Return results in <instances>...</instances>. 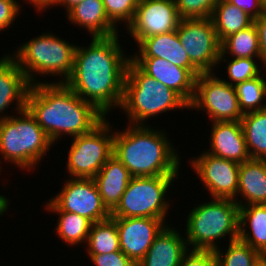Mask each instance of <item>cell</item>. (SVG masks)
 <instances>
[{
	"mask_svg": "<svg viewBox=\"0 0 266 266\" xmlns=\"http://www.w3.org/2000/svg\"><path fill=\"white\" fill-rule=\"evenodd\" d=\"M118 35L92 37L88 46L77 44L73 71L64 82L106 117L121 105L126 68L131 59L121 47Z\"/></svg>",
	"mask_w": 266,
	"mask_h": 266,
	"instance_id": "6da1fadb",
	"label": "cell"
},
{
	"mask_svg": "<svg viewBox=\"0 0 266 266\" xmlns=\"http://www.w3.org/2000/svg\"><path fill=\"white\" fill-rule=\"evenodd\" d=\"M26 109L53 144L63 135L72 138L89 133L106 118L65 83L54 81L31 85Z\"/></svg>",
	"mask_w": 266,
	"mask_h": 266,
	"instance_id": "7a4b0ae2",
	"label": "cell"
},
{
	"mask_svg": "<svg viewBox=\"0 0 266 266\" xmlns=\"http://www.w3.org/2000/svg\"><path fill=\"white\" fill-rule=\"evenodd\" d=\"M126 124L125 130L115 131L113 155L132 177L179 175L182 158L167 131L151 125Z\"/></svg>",
	"mask_w": 266,
	"mask_h": 266,
	"instance_id": "3957f363",
	"label": "cell"
},
{
	"mask_svg": "<svg viewBox=\"0 0 266 266\" xmlns=\"http://www.w3.org/2000/svg\"><path fill=\"white\" fill-rule=\"evenodd\" d=\"M132 125H148L145 120L167 111L189 109L175 91L145 74L131 59L126 68L120 107Z\"/></svg>",
	"mask_w": 266,
	"mask_h": 266,
	"instance_id": "277c9868",
	"label": "cell"
},
{
	"mask_svg": "<svg viewBox=\"0 0 266 266\" xmlns=\"http://www.w3.org/2000/svg\"><path fill=\"white\" fill-rule=\"evenodd\" d=\"M77 45L65 41L53 32H44L18 46L10 56L17 62L31 85L41 83L36 77H60L64 83L73 71ZM40 75V76H39Z\"/></svg>",
	"mask_w": 266,
	"mask_h": 266,
	"instance_id": "5b68a950",
	"label": "cell"
},
{
	"mask_svg": "<svg viewBox=\"0 0 266 266\" xmlns=\"http://www.w3.org/2000/svg\"><path fill=\"white\" fill-rule=\"evenodd\" d=\"M186 219L188 249L215 251L222 247L218 241L227 235L229 242L238 239L239 205L232 199L202 202L190 210Z\"/></svg>",
	"mask_w": 266,
	"mask_h": 266,
	"instance_id": "8992f818",
	"label": "cell"
},
{
	"mask_svg": "<svg viewBox=\"0 0 266 266\" xmlns=\"http://www.w3.org/2000/svg\"><path fill=\"white\" fill-rule=\"evenodd\" d=\"M53 145L26 108L0 120V157L20 170L33 171Z\"/></svg>",
	"mask_w": 266,
	"mask_h": 266,
	"instance_id": "52a82bcc",
	"label": "cell"
},
{
	"mask_svg": "<svg viewBox=\"0 0 266 266\" xmlns=\"http://www.w3.org/2000/svg\"><path fill=\"white\" fill-rule=\"evenodd\" d=\"M177 177H132L120 202L111 212V218L151 217L167 220L171 207L167 195Z\"/></svg>",
	"mask_w": 266,
	"mask_h": 266,
	"instance_id": "ba28073f",
	"label": "cell"
},
{
	"mask_svg": "<svg viewBox=\"0 0 266 266\" xmlns=\"http://www.w3.org/2000/svg\"><path fill=\"white\" fill-rule=\"evenodd\" d=\"M107 117L91 132L73 137L66 162L71 178H91L113 155L115 131Z\"/></svg>",
	"mask_w": 266,
	"mask_h": 266,
	"instance_id": "9c48e42d",
	"label": "cell"
},
{
	"mask_svg": "<svg viewBox=\"0 0 266 266\" xmlns=\"http://www.w3.org/2000/svg\"><path fill=\"white\" fill-rule=\"evenodd\" d=\"M45 202L49 212L76 213L92 223L101 222L111 217L103 205L98 187L91 178H68L63 188L53 198Z\"/></svg>",
	"mask_w": 266,
	"mask_h": 266,
	"instance_id": "30bf717a",
	"label": "cell"
},
{
	"mask_svg": "<svg viewBox=\"0 0 266 266\" xmlns=\"http://www.w3.org/2000/svg\"><path fill=\"white\" fill-rule=\"evenodd\" d=\"M215 73H201L196 78L195 95L190 110L207 113L210 122L240 121L243 113L239 108L234 86Z\"/></svg>",
	"mask_w": 266,
	"mask_h": 266,
	"instance_id": "8fae6325",
	"label": "cell"
},
{
	"mask_svg": "<svg viewBox=\"0 0 266 266\" xmlns=\"http://www.w3.org/2000/svg\"><path fill=\"white\" fill-rule=\"evenodd\" d=\"M176 31L191 63L201 73H214L221 43L211 18H183Z\"/></svg>",
	"mask_w": 266,
	"mask_h": 266,
	"instance_id": "7c38bea8",
	"label": "cell"
},
{
	"mask_svg": "<svg viewBox=\"0 0 266 266\" xmlns=\"http://www.w3.org/2000/svg\"><path fill=\"white\" fill-rule=\"evenodd\" d=\"M189 162L212 198L234 200L237 197L239 163L205 151Z\"/></svg>",
	"mask_w": 266,
	"mask_h": 266,
	"instance_id": "4fadbf2b",
	"label": "cell"
},
{
	"mask_svg": "<svg viewBox=\"0 0 266 266\" xmlns=\"http://www.w3.org/2000/svg\"><path fill=\"white\" fill-rule=\"evenodd\" d=\"M180 20L174 0H141L127 32L138 45L145 38L177 30Z\"/></svg>",
	"mask_w": 266,
	"mask_h": 266,
	"instance_id": "5bb4252c",
	"label": "cell"
},
{
	"mask_svg": "<svg viewBox=\"0 0 266 266\" xmlns=\"http://www.w3.org/2000/svg\"><path fill=\"white\" fill-rule=\"evenodd\" d=\"M112 219L116 222L118 229L121 251L136 265L167 225V221L151 217Z\"/></svg>",
	"mask_w": 266,
	"mask_h": 266,
	"instance_id": "9a60e30c",
	"label": "cell"
},
{
	"mask_svg": "<svg viewBox=\"0 0 266 266\" xmlns=\"http://www.w3.org/2000/svg\"><path fill=\"white\" fill-rule=\"evenodd\" d=\"M147 75L178 93L189 105L195 95L196 77L186 68L156 57H131Z\"/></svg>",
	"mask_w": 266,
	"mask_h": 266,
	"instance_id": "2e32d148",
	"label": "cell"
},
{
	"mask_svg": "<svg viewBox=\"0 0 266 266\" xmlns=\"http://www.w3.org/2000/svg\"><path fill=\"white\" fill-rule=\"evenodd\" d=\"M30 87V82L17 62L9 54L2 55L0 58V120L11 116L5 114V111L12 104H16L14 107L16 113L26 108Z\"/></svg>",
	"mask_w": 266,
	"mask_h": 266,
	"instance_id": "e0dca14e",
	"label": "cell"
},
{
	"mask_svg": "<svg viewBox=\"0 0 266 266\" xmlns=\"http://www.w3.org/2000/svg\"><path fill=\"white\" fill-rule=\"evenodd\" d=\"M210 149L205 152L239 164L251 159L240 121L212 122Z\"/></svg>",
	"mask_w": 266,
	"mask_h": 266,
	"instance_id": "ac0fdd59",
	"label": "cell"
},
{
	"mask_svg": "<svg viewBox=\"0 0 266 266\" xmlns=\"http://www.w3.org/2000/svg\"><path fill=\"white\" fill-rule=\"evenodd\" d=\"M137 47V53L131 57H156L170 64L188 69L196 78L201 72L191 63L187 52L179 41L177 31L163 33L143 39ZM139 52V53H138Z\"/></svg>",
	"mask_w": 266,
	"mask_h": 266,
	"instance_id": "d6986e66",
	"label": "cell"
},
{
	"mask_svg": "<svg viewBox=\"0 0 266 266\" xmlns=\"http://www.w3.org/2000/svg\"><path fill=\"white\" fill-rule=\"evenodd\" d=\"M177 230L166 225L137 266H179L189 249L185 237Z\"/></svg>",
	"mask_w": 266,
	"mask_h": 266,
	"instance_id": "ffe728a7",
	"label": "cell"
},
{
	"mask_svg": "<svg viewBox=\"0 0 266 266\" xmlns=\"http://www.w3.org/2000/svg\"><path fill=\"white\" fill-rule=\"evenodd\" d=\"M70 24L87 30L92 37H111L119 33L108 18L102 0H83L66 14Z\"/></svg>",
	"mask_w": 266,
	"mask_h": 266,
	"instance_id": "44dd1931",
	"label": "cell"
},
{
	"mask_svg": "<svg viewBox=\"0 0 266 266\" xmlns=\"http://www.w3.org/2000/svg\"><path fill=\"white\" fill-rule=\"evenodd\" d=\"M103 205L111 213L120 202L132 175L122 162L112 155L93 178Z\"/></svg>",
	"mask_w": 266,
	"mask_h": 266,
	"instance_id": "7402d4cb",
	"label": "cell"
},
{
	"mask_svg": "<svg viewBox=\"0 0 266 266\" xmlns=\"http://www.w3.org/2000/svg\"><path fill=\"white\" fill-rule=\"evenodd\" d=\"M234 201L239 207L266 204V160L250 159L240 164L238 191Z\"/></svg>",
	"mask_w": 266,
	"mask_h": 266,
	"instance_id": "603a6c76",
	"label": "cell"
},
{
	"mask_svg": "<svg viewBox=\"0 0 266 266\" xmlns=\"http://www.w3.org/2000/svg\"><path fill=\"white\" fill-rule=\"evenodd\" d=\"M238 238L266 256V204L239 207Z\"/></svg>",
	"mask_w": 266,
	"mask_h": 266,
	"instance_id": "cb8c5ba5",
	"label": "cell"
},
{
	"mask_svg": "<svg viewBox=\"0 0 266 266\" xmlns=\"http://www.w3.org/2000/svg\"><path fill=\"white\" fill-rule=\"evenodd\" d=\"M210 18L213 22L220 43L228 36L235 34L254 23L252 17L226 0L218 1Z\"/></svg>",
	"mask_w": 266,
	"mask_h": 266,
	"instance_id": "d4e9b609",
	"label": "cell"
},
{
	"mask_svg": "<svg viewBox=\"0 0 266 266\" xmlns=\"http://www.w3.org/2000/svg\"><path fill=\"white\" fill-rule=\"evenodd\" d=\"M240 122L251 159L266 160V109L245 113Z\"/></svg>",
	"mask_w": 266,
	"mask_h": 266,
	"instance_id": "484cf974",
	"label": "cell"
},
{
	"mask_svg": "<svg viewBox=\"0 0 266 266\" xmlns=\"http://www.w3.org/2000/svg\"><path fill=\"white\" fill-rule=\"evenodd\" d=\"M226 54L231 58H260L258 31L254 23L221 42L220 55Z\"/></svg>",
	"mask_w": 266,
	"mask_h": 266,
	"instance_id": "4316f807",
	"label": "cell"
},
{
	"mask_svg": "<svg viewBox=\"0 0 266 266\" xmlns=\"http://www.w3.org/2000/svg\"><path fill=\"white\" fill-rule=\"evenodd\" d=\"M86 243L87 254H108L120 251L116 222L110 217L107 220L93 223Z\"/></svg>",
	"mask_w": 266,
	"mask_h": 266,
	"instance_id": "83f0119b",
	"label": "cell"
},
{
	"mask_svg": "<svg viewBox=\"0 0 266 266\" xmlns=\"http://www.w3.org/2000/svg\"><path fill=\"white\" fill-rule=\"evenodd\" d=\"M58 214L57 227L55 232L58 237L67 245L78 246L87 241L92 222L76 213L70 212H53ZM83 242V243H82Z\"/></svg>",
	"mask_w": 266,
	"mask_h": 266,
	"instance_id": "f1b7e54d",
	"label": "cell"
},
{
	"mask_svg": "<svg viewBox=\"0 0 266 266\" xmlns=\"http://www.w3.org/2000/svg\"><path fill=\"white\" fill-rule=\"evenodd\" d=\"M262 75L234 86L243 114L266 109V79Z\"/></svg>",
	"mask_w": 266,
	"mask_h": 266,
	"instance_id": "f546056e",
	"label": "cell"
},
{
	"mask_svg": "<svg viewBox=\"0 0 266 266\" xmlns=\"http://www.w3.org/2000/svg\"><path fill=\"white\" fill-rule=\"evenodd\" d=\"M226 251L218 248L216 266H255L263 257L258 251L239 238L229 242Z\"/></svg>",
	"mask_w": 266,
	"mask_h": 266,
	"instance_id": "4dcf8cb0",
	"label": "cell"
},
{
	"mask_svg": "<svg viewBox=\"0 0 266 266\" xmlns=\"http://www.w3.org/2000/svg\"><path fill=\"white\" fill-rule=\"evenodd\" d=\"M226 57L228 56L220 55L218 65L222 62H226V74H228L229 79L228 81L224 79V81L232 86L259 76L262 71L261 69L264 68V66H259L260 63H257L258 61L255 60L257 59L261 61V58H232L231 60H228Z\"/></svg>",
	"mask_w": 266,
	"mask_h": 266,
	"instance_id": "1f68e13d",
	"label": "cell"
},
{
	"mask_svg": "<svg viewBox=\"0 0 266 266\" xmlns=\"http://www.w3.org/2000/svg\"><path fill=\"white\" fill-rule=\"evenodd\" d=\"M140 1L141 0H102L109 20L115 26H119V24L123 22L126 25L125 28L133 21L137 5Z\"/></svg>",
	"mask_w": 266,
	"mask_h": 266,
	"instance_id": "d6a6232c",
	"label": "cell"
},
{
	"mask_svg": "<svg viewBox=\"0 0 266 266\" xmlns=\"http://www.w3.org/2000/svg\"><path fill=\"white\" fill-rule=\"evenodd\" d=\"M177 12L183 18H210L219 0H174Z\"/></svg>",
	"mask_w": 266,
	"mask_h": 266,
	"instance_id": "836d02e7",
	"label": "cell"
},
{
	"mask_svg": "<svg viewBox=\"0 0 266 266\" xmlns=\"http://www.w3.org/2000/svg\"><path fill=\"white\" fill-rule=\"evenodd\" d=\"M179 266H216V254L212 250L189 249Z\"/></svg>",
	"mask_w": 266,
	"mask_h": 266,
	"instance_id": "e575fe53",
	"label": "cell"
},
{
	"mask_svg": "<svg viewBox=\"0 0 266 266\" xmlns=\"http://www.w3.org/2000/svg\"><path fill=\"white\" fill-rule=\"evenodd\" d=\"M95 266H137L121 250L108 254H88Z\"/></svg>",
	"mask_w": 266,
	"mask_h": 266,
	"instance_id": "d590c367",
	"label": "cell"
},
{
	"mask_svg": "<svg viewBox=\"0 0 266 266\" xmlns=\"http://www.w3.org/2000/svg\"><path fill=\"white\" fill-rule=\"evenodd\" d=\"M21 4L16 0H0V32L8 29L21 13Z\"/></svg>",
	"mask_w": 266,
	"mask_h": 266,
	"instance_id": "8d00e7d4",
	"label": "cell"
},
{
	"mask_svg": "<svg viewBox=\"0 0 266 266\" xmlns=\"http://www.w3.org/2000/svg\"><path fill=\"white\" fill-rule=\"evenodd\" d=\"M227 2L240 8L243 12L247 13L254 20L264 13L261 0H226Z\"/></svg>",
	"mask_w": 266,
	"mask_h": 266,
	"instance_id": "74e56055",
	"label": "cell"
},
{
	"mask_svg": "<svg viewBox=\"0 0 266 266\" xmlns=\"http://www.w3.org/2000/svg\"><path fill=\"white\" fill-rule=\"evenodd\" d=\"M254 24L258 31L261 65L266 69V13L255 19Z\"/></svg>",
	"mask_w": 266,
	"mask_h": 266,
	"instance_id": "f35d334b",
	"label": "cell"
},
{
	"mask_svg": "<svg viewBox=\"0 0 266 266\" xmlns=\"http://www.w3.org/2000/svg\"><path fill=\"white\" fill-rule=\"evenodd\" d=\"M83 0H57L52 6H64L66 13L75 5L81 3Z\"/></svg>",
	"mask_w": 266,
	"mask_h": 266,
	"instance_id": "ab89813d",
	"label": "cell"
},
{
	"mask_svg": "<svg viewBox=\"0 0 266 266\" xmlns=\"http://www.w3.org/2000/svg\"><path fill=\"white\" fill-rule=\"evenodd\" d=\"M9 200L5 195H0V217L9 209Z\"/></svg>",
	"mask_w": 266,
	"mask_h": 266,
	"instance_id": "60d3db41",
	"label": "cell"
},
{
	"mask_svg": "<svg viewBox=\"0 0 266 266\" xmlns=\"http://www.w3.org/2000/svg\"><path fill=\"white\" fill-rule=\"evenodd\" d=\"M25 2V0L23 1ZM27 3L33 5V7L38 10V12H43V0H26Z\"/></svg>",
	"mask_w": 266,
	"mask_h": 266,
	"instance_id": "b9f144b4",
	"label": "cell"
},
{
	"mask_svg": "<svg viewBox=\"0 0 266 266\" xmlns=\"http://www.w3.org/2000/svg\"><path fill=\"white\" fill-rule=\"evenodd\" d=\"M57 0H43V12L49 9H51L52 5L56 2Z\"/></svg>",
	"mask_w": 266,
	"mask_h": 266,
	"instance_id": "7bdbcfd3",
	"label": "cell"
},
{
	"mask_svg": "<svg viewBox=\"0 0 266 266\" xmlns=\"http://www.w3.org/2000/svg\"><path fill=\"white\" fill-rule=\"evenodd\" d=\"M255 266H266V256L262 257L261 260Z\"/></svg>",
	"mask_w": 266,
	"mask_h": 266,
	"instance_id": "ee69618b",
	"label": "cell"
},
{
	"mask_svg": "<svg viewBox=\"0 0 266 266\" xmlns=\"http://www.w3.org/2000/svg\"><path fill=\"white\" fill-rule=\"evenodd\" d=\"M261 6H262L264 13H266V0H261Z\"/></svg>",
	"mask_w": 266,
	"mask_h": 266,
	"instance_id": "f6af8a7d",
	"label": "cell"
}]
</instances>
